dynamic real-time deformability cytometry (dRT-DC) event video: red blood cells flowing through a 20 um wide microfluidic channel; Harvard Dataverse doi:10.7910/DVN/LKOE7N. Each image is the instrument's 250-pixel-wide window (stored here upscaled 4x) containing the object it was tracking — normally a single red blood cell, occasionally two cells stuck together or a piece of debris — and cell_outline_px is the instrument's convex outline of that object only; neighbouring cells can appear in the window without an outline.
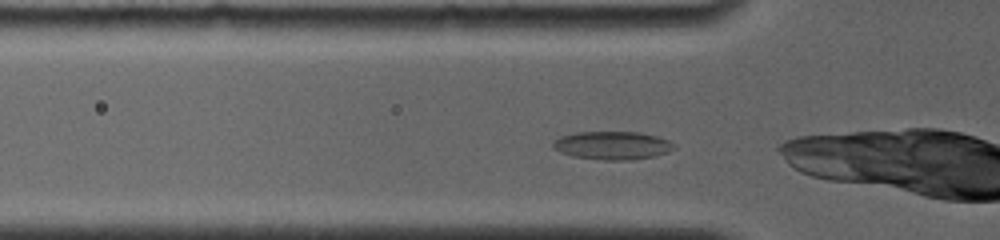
{"species": "common noctule bat (a hibernating species)", "species_latin": "Nyctalus noctula", "temperature_condition": "room temperature", "stored_images_in_passage": 24, "camera_frame_rate_fps": 4000, "um_per_image_px": 0.085, "animal": {"sex": "female", "body_mass_g": 19.0, "forearm_length_mm": 56.7}, "frame": {"image": 1, "passage_image": 2, "time_ms": 0.25, "image_size_px": [1000, 240], "cell_outline_px": [[676, 148], [668, 152], [652, 156], [628, 160], [604, 160], [572, 156], [560, 152], [552, 148], [552, 144], [560, 136], [576, 132], [640, 132], [656, 136], [668, 140], [676, 144]], "centroid_in_image_um": [52.05, 12.36], "position_along_channel_um": 73.7, "area_um2": 19.88}}
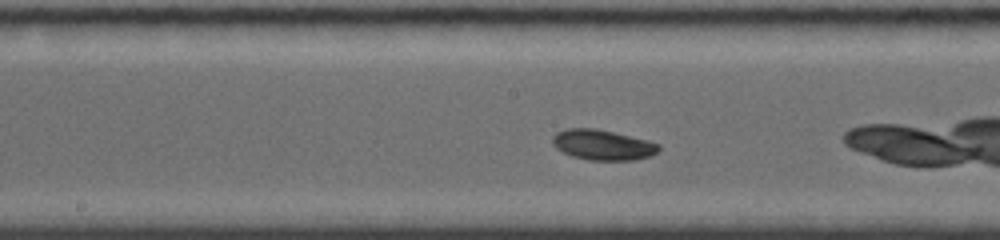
{"frame": {"image": 2, "passage_image": 10, "time_ms": 3.5, "image_size_px": [1000, 240], "cell_outline_px": [[660, 152], [652, 156], [636, 160], [588, 160], [572, 156], [556, 148], [552, 144], [552, 136], [556, 132], [568, 128], [596, 128], [648, 140], [660, 144]], "centroid_in_image_um": [51.26, 12.32], "position_along_channel_um": 196.9, "area_um2": 19.02}}
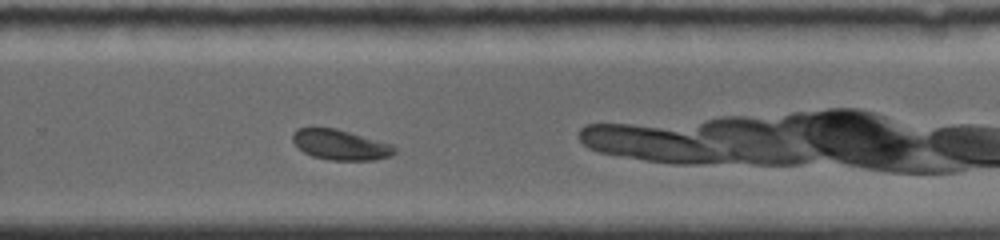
{"frame": {"image": 3, "passage_image": 17, "time_ms": 6.25, "image_size_px": [1000, 240], "cell_outline_px": [[396, 152], [392, 156], [376, 160], [328, 160], [312, 156], [304, 152], [292, 140], [292, 132], [296, 128], [336, 128], [392, 144], [396, 148]], "centroid_in_image_um": [28.95, 12.31], "position_along_channel_um": 300.8, "area_um2": 18.03}, "authors_computed_cell_mechanics": {"area_um2": 18.4382, "velocity_mm_per_s": 3.7807, "shape_relaxation_time_tau1_ms": 3.0657, "shape_relaxation_time_tau2_ms": null, "deformation_change_tau1": 0.0668, "deformation_change_tau2": null}}